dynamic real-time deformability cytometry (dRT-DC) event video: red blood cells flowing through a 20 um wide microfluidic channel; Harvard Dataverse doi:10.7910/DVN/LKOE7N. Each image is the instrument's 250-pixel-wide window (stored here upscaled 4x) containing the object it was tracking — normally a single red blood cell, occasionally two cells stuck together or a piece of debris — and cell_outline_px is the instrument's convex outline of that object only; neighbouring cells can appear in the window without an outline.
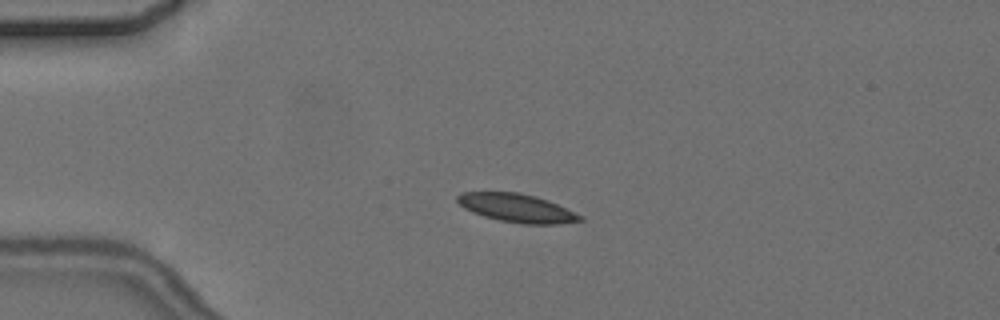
{"species": "common noctule bat (a hibernating species)", "species_latin": "Nyctalus noctula", "temperature_condition": "cold", "stored_images_in_passage": 6, "camera_frame_rate_fps": 3000, "um_per_image_px": 0.085, "animal": {"sex": "female", "body_mass_g": 24.6, "forearm_length_mm": 56.2}, "frame": {"image": 1, "passage_image": 5, "time_ms": 4.667, "image_size_px": [1000, 320], "cell_outline_px": [[584, 220], [556, 224], [524, 224], [500, 220], [484, 216], [472, 212], [464, 208], [456, 200], [456, 196], [460, 192], [516, 192], [536, 196], [548, 200], [584, 216]], "centroid_in_image_um": [43.93, 17.68], "position_along_channel_um": 41.1, "area_um2": 20.29}}